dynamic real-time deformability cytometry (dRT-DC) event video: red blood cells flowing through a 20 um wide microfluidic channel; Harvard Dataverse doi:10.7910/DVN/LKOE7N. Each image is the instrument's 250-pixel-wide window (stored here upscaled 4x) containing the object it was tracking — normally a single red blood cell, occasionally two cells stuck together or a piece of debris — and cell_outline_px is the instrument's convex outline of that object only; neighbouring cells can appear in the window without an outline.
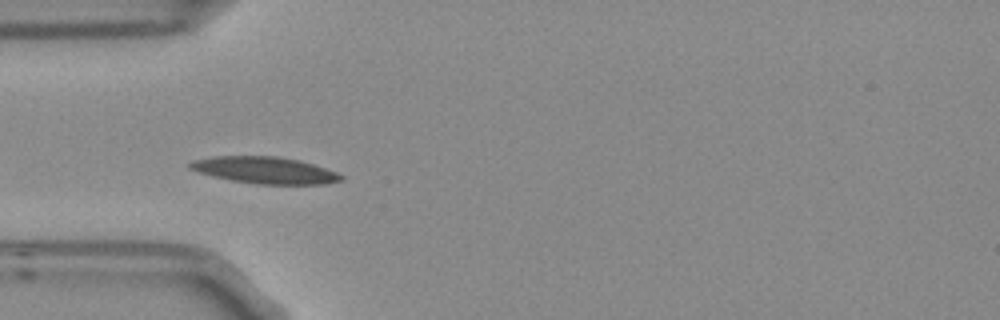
{"species": "Egyptian fruit bat (a non-hibernating species)", "species_latin": "Rousettus aegyptiacus", "temperature_condition": "room temperature", "stored_images_in_passage": 4, "camera_frame_rate_fps": 3000, "um_per_image_px": 0.085, "frame": {"image": 1, "passage_image": 3, "time_ms": 0.667, "image_size_px": [1000, 320], "cell_outline_px": [[344, 180], [328, 184], [256, 184], [232, 180], [212, 176], [188, 168], [184, 164], [192, 160], [212, 156], [276, 156], [300, 160], [336, 172], [344, 176]], "centroid_in_image_um": [22.48, 14.46], "position_along_channel_um": 62.5, "area_um2": 23.7}}
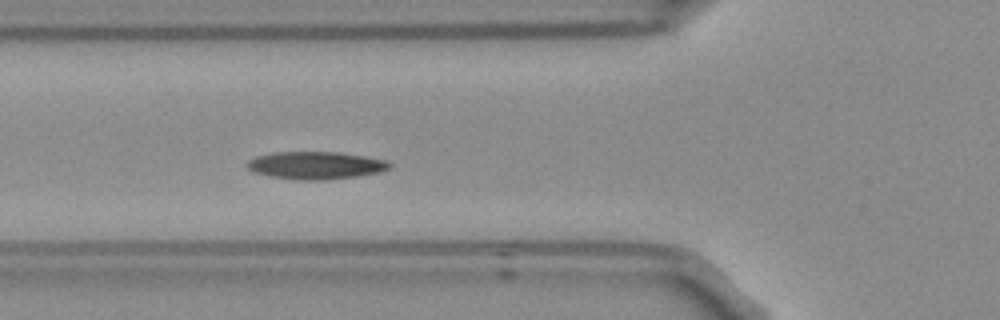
{"frame": {"image": 2, "passage_image": 4, "time_ms": 1.0, "image_size_px": [1000, 320], "cell_outline_px": [[392, 168], [380, 172], [356, 176], [324, 180], [296, 180], [272, 176], [252, 172], [244, 164], [248, 160], [256, 156], [272, 152], [340, 152], [388, 160], [392, 164]], "centroid_in_image_um": [26.84, 14.05], "position_along_channel_um": 99.0, "area_um2": 23.12}}